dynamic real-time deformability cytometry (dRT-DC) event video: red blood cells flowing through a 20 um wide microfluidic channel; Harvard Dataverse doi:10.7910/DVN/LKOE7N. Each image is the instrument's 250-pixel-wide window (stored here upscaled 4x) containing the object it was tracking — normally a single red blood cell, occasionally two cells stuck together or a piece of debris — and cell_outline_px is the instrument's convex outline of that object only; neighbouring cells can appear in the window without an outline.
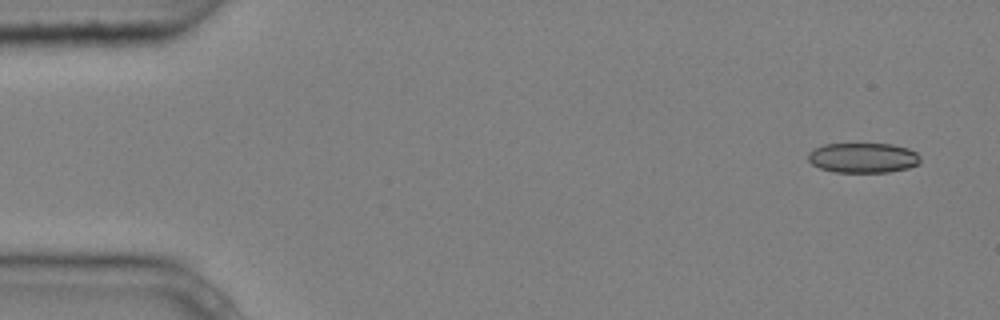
{"species": "common noctule bat (a hibernating species)", "species_latin": "Nyctalus noctula", "temperature_condition": "cold", "stored_images_in_passage": 10, "camera_frame_rate_fps": 3000, "um_per_image_px": 0.085, "animal": {"sex": "male", "body_mass_g": 20.4}, "frame": {"image": 1, "passage_image": 1, "time_ms": 0.0, "image_size_px": [1000, 320], "cell_outline_px": [[920, 164], [908, 168], [888, 172], [832, 172], [820, 168], [812, 164], [808, 160], [808, 152], [812, 148], [824, 144], [892, 144], [908, 148], [916, 152], [920, 156]], "centroid_in_image_um": [73.35, 13.41], "position_along_channel_um": 11.7, "area_um2": 19.83}}
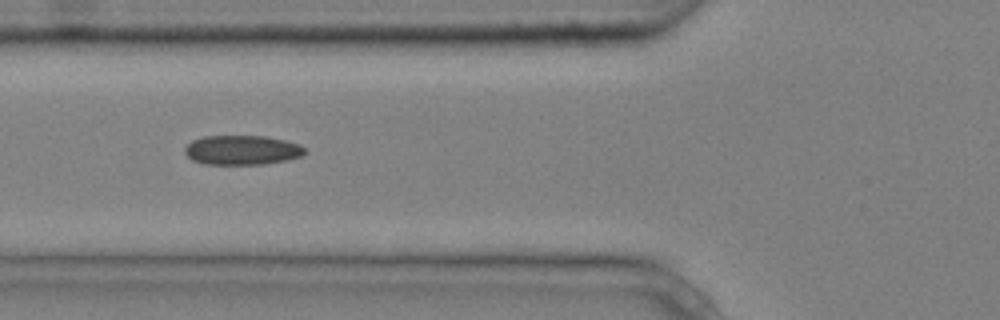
{"frame": {"image": 2, "passage_image": 6, "time_ms": 1.667, "image_size_px": [1000, 320], "cell_outline_px": [[304, 152], [300, 156], [288, 160], [264, 164], [204, 164], [192, 160], [184, 152], [184, 148], [192, 140], [204, 136], [264, 136], [284, 140], [300, 144], [304, 148]], "centroid_in_image_um": [20.55, 12.75], "position_along_channel_um": 105.3, "area_um2": 20.58}}
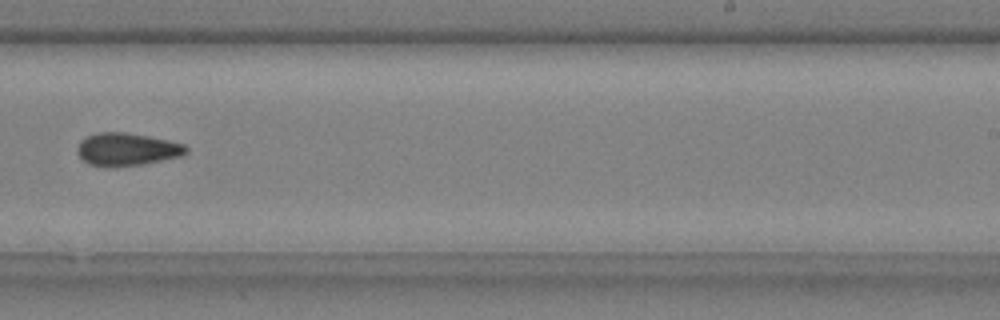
{"frame": {"image": 3, "passage_image": 10, "time_ms": 3.0, "image_size_px": [1000, 320], "cell_outline_px": [[188, 152], [184, 156], [144, 164], [116, 168], [104, 168], [88, 164], [76, 152], [80, 140], [96, 132], [124, 132], [148, 136], [168, 140], [184, 144], [188, 148]], "centroid_in_image_um": [10.79, 12.72], "position_along_channel_um": 278.2, "area_um2": 21.27}}